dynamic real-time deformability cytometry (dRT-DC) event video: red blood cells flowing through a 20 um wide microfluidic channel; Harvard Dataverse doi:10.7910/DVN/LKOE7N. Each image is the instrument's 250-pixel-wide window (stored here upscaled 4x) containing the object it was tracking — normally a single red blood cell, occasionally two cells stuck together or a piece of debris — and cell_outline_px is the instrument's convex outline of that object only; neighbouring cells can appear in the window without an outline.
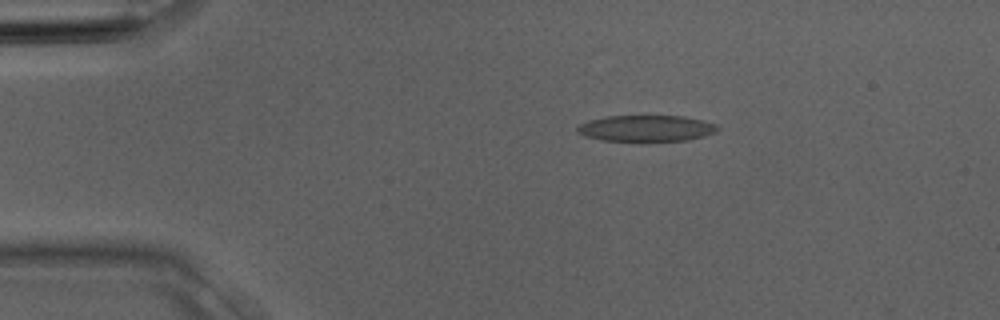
{"species": "Egyptian fruit bat (a non-hibernating species)", "species_latin": "Rousettus aegyptiacus", "temperature_condition": "room temperature", "stored_images_in_passage": 3, "camera_frame_rate_fps": 3000, "um_per_image_px": 0.085, "animal": {"sex": "male"}, "frame": {"image": 1, "passage_image": 2, "time_ms": 0.333, "image_size_px": [1000, 320], "cell_outline_px": [[720, 128], [716, 132], [704, 136], [688, 140], [640, 144], [600, 140], [584, 136], [576, 132], [576, 128], [580, 124], [588, 120], [608, 116], [684, 116], [704, 120], [716, 124]], "centroid_in_image_um": [54.92, 10.96], "position_along_channel_um": 30.1, "area_um2": 22.6}}